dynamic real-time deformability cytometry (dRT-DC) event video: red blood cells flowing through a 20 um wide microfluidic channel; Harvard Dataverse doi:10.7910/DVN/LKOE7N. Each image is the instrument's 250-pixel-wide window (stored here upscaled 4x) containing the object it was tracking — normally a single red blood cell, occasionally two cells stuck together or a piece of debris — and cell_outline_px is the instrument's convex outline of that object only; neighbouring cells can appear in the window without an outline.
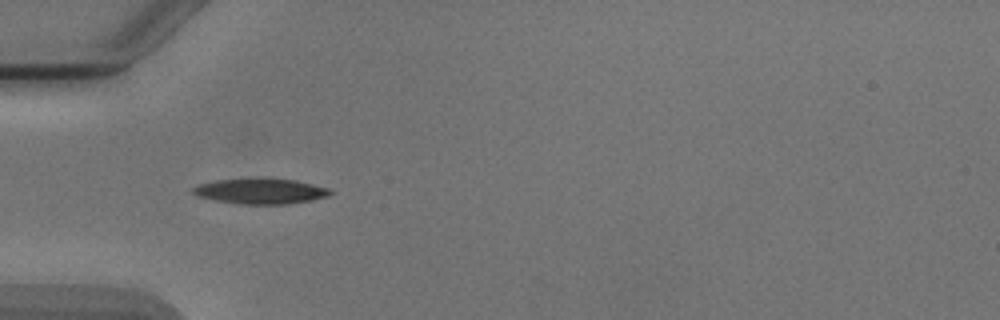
{"species": "Egyptian fruit bat (a non-hibernating species)", "species_latin": "Rousettus aegyptiacus", "temperature_condition": "cold", "stored_images_in_passage": 2, "camera_frame_rate_fps": 3000, "um_per_image_px": 0.085, "animal": {"sex": "male"}, "frame": {"image": 1, "passage_image": 1, "time_ms": 0.0, "image_size_px": [1000, 320], "cell_outline_px": [[332, 192], [328, 196], [288, 204], [240, 204], [216, 200], [196, 196], [192, 192], [192, 188], [200, 184], [216, 180], [296, 180], [328, 188]], "centroid_in_image_um": [22.13, 16.28], "position_along_channel_um": 62.9, "area_um2": 19.54}}
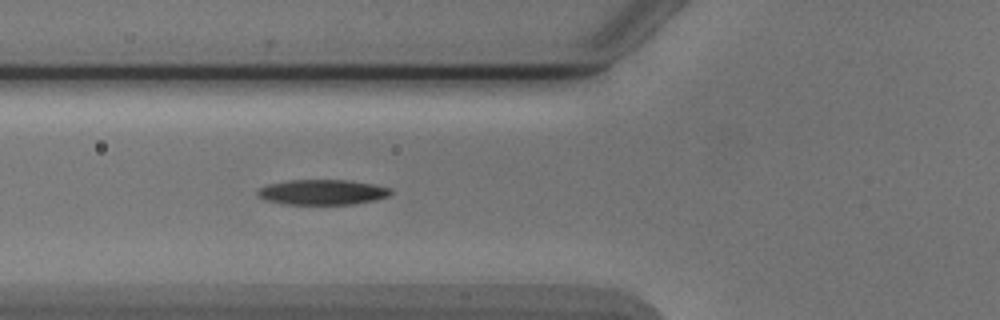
{"frame": {"image": 2, "passage_image": 2, "time_ms": 1.0, "image_size_px": [1000, 320], "cell_outline_px": [[392, 192], [388, 196], [376, 200], [356, 204], [284, 204], [264, 200], [256, 196], [256, 192], [260, 188], [268, 184], [288, 180], [348, 180], [376, 184], [392, 188]], "centroid_in_image_um": [27.41, 16.33], "position_along_channel_um": 98.4, "area_um2": 19.83}}